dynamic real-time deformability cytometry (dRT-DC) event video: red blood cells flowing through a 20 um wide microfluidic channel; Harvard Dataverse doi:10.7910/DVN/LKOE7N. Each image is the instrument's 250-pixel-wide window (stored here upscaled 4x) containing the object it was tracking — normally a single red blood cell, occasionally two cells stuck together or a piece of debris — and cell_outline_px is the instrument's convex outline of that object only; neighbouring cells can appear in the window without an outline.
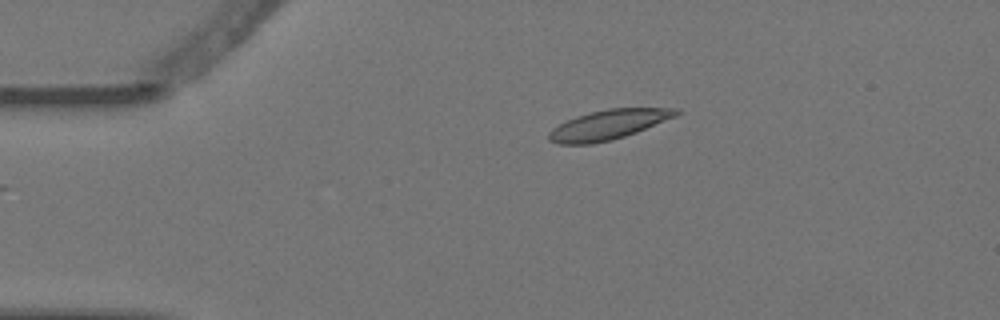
{"species": "Egyptian fruit bat (a non-hibernating species)", "species_latin": "Rousettus aegyptiacus", "temperature_condition": "warm", "stored_images_in_passage": 8, "camera_frame_rate_fps": 3000, "um_per_image_px": 0.085, "animal": {"sex": "female"}, "frame": {"image": 1, "passage_image": 3, "time_ms": 0.667, "image_size_px": [1000, 320], "cell_outline_px": [[680, 112], [676, 116], [636, 132], [612, 140], [592, 144], [560, 144], [548, 140], [548, 132], [552, 128], [576, 116], [608, 108], [680, 108]], "centroid_in_image_um": [51.7, 10.6], "position_along_channel_um": 33.3, "area_um2": 21.85}}
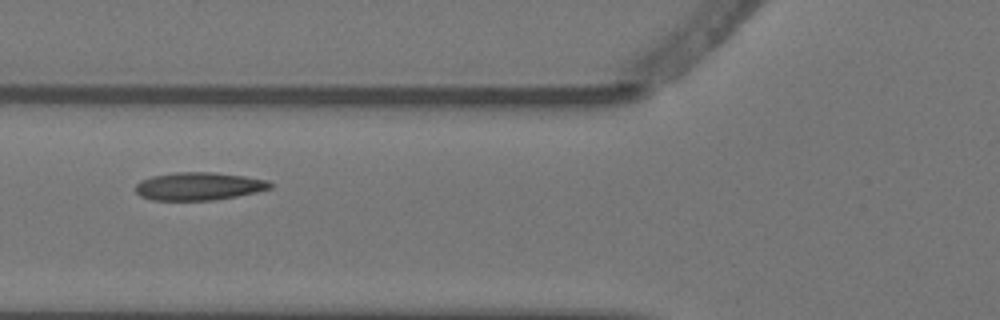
{"frame": {"image": 2, "passage_image": 5, "time_ms": 1.333, "image_size_px": [1000, 320], "cell_outline_px": [[272, 188], [256, 192], [236, 196], [212, 200], [152, 200], [140, 196], [136, 192], [136, 184], [140, 180], [152, 176], [176, 172], [212, 172], [244, 176], [268, 180], [272, 184]], "centroid_in_image_um": [16.88, 15.83], "position_along_channel_um": 108.9, "area_um2": 21.85}}
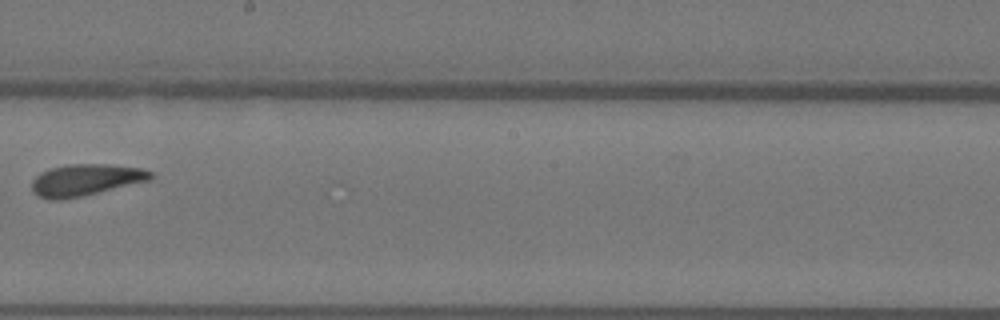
{"frame": {"image": 3, "passage_image": 8, "time_ms": 2.333, "image_size_px": [1000, 320], "cell_outline_px": [[156, 176], [152, 180], [84, 196], [60, 200], [48, 200], [36, 196], [32, 188], [32, 180], [40, 172], [52, 168], [68, 164], [112, 164], [144, 168], [152, 172]], "centroid_in_image_um": [7.33, 15.3], "position_along_channel_um": 240.9, "area_um2": 22.43}}